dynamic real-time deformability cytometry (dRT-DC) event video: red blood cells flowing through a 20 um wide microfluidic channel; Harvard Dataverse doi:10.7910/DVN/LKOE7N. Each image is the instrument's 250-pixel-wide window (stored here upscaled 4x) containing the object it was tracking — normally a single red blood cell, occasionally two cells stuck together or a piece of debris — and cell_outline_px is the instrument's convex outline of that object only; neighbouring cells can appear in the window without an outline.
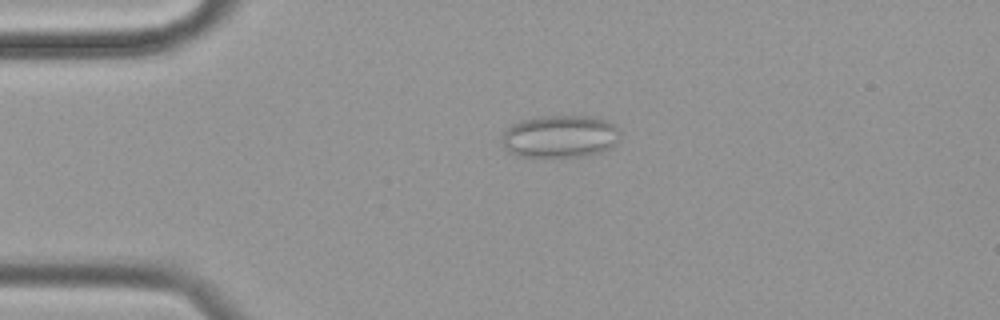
{"species": "common noctule bat (a hibernating species)", "species_latin": "Nyctalus noctula", "temperature_condition": "cold", "stored_images_in_passage": 47, "camera_frame_rate_fps": 3000, "um_per_image_px": 0.085, "animal": {"sex": "female", "body_mass_g": 19.9}, "frame": {"image": 1, "passage_image": 2, "time_ms": 0.333, "image_size_px": [1000, 320], "cell_outline_px": [[620, 140], [612, 148], [600, 152], [584, 156], [516, 156], [508, 152], [504, 148], [500, 136], [504, 128], [520, 120], [540, 116], [592, 116], [608, 120], [620, 132]], "centroid_in_image_um": [47.58, 11.59], "position_along_channel_um": 37.4, "area_um2": 29.77}}
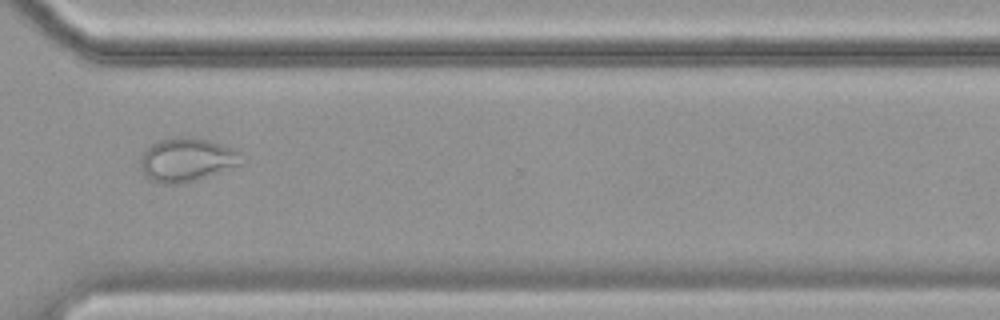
{"frame": {"image": 2, "passage_image": 32, "time_ms": 10.333, "image_size_px": [1000, 320], "cell_outline_px": [[240, 164], [220, 172], [180, 184], [160, 184], [148, 180], [144, 176], [140, 168], [140, 156], [152, 144], [160, 140], [180, 136], [192, 136], [208, 140], [236, 148], [240, 152]], "centroid_in_image_um": [15.83, 13.58], "position_along_channel_um": 354.8, "area_um2": 25.84}}
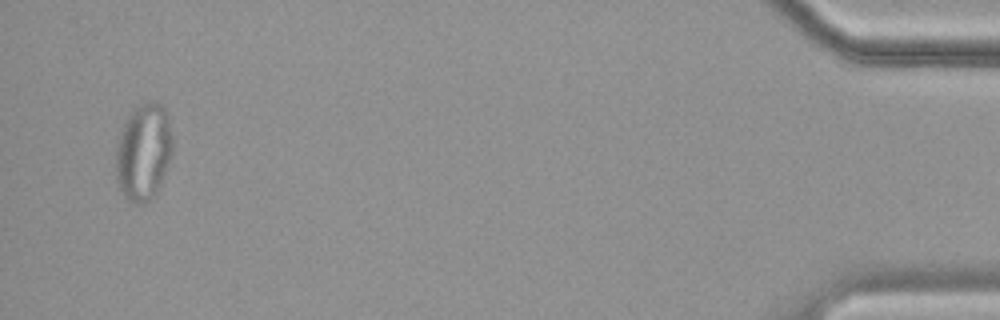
{"frame": {"image": 3, "passage_image": 45, "time_ms": 14.667, "image_size_px": [1000, 320], "cell_outline_px": [[172, 152], [160, 184], [152, 200], [144, 204], [132, 204], [124, 196], [116, 180], [116, 144], [124, 120], [136, 104], [148, 100], [156, 100], [164, 108], [168, 120], [172, 136]], "centroid_in_image_um": [12.17, 12.89], "position_along_channel_um": 423.0, "area_um2": 32.48}, "authors_computed_cell_mechanics": {"area_um2": 25.0274, "velocity_mm_per_s": 3.4814, "shape_relaxation_time_tau1_ms": null, "shape_relaxation_time_tau2_ms": 1.1032, "deformation_change_tau1": null, "deformation_change_tau2": 0.066}}